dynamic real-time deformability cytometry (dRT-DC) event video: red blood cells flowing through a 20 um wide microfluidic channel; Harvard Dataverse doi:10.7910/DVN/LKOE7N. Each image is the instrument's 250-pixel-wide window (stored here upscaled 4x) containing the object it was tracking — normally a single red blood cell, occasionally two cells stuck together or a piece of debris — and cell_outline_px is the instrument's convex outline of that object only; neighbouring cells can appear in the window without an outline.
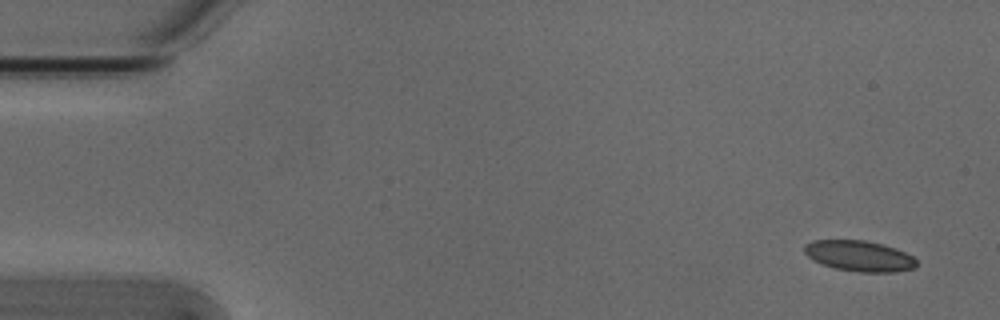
{"species": "Egyptian fruit bat (a non-hibernating species)", "species_latin": "Rousettus aegyptiacus", "temperature_condition": "cold", "stored_images_in_passage": 5, "camera_frame_rate_fps": 3000, "um_per_image_px": 0.085, "animal": {"sex": "male"}, "frame": {"image": 1, "passage_image": 1, "time_ms": 0.0, "image_size_px": [1000, 320], "cell_outline_px": [[916, 268], [896, 272], [860, 272], [836, 268], [820, 264], [812, 260], [804, 252], [804, 244], [812, 240], [864, 240], [896, 248], [912, 256], [916, 260]], "centroid_in_image_um": [73.02, 21.76], "position_along_channel_um": 12.0, "area_um2": 20.11}}